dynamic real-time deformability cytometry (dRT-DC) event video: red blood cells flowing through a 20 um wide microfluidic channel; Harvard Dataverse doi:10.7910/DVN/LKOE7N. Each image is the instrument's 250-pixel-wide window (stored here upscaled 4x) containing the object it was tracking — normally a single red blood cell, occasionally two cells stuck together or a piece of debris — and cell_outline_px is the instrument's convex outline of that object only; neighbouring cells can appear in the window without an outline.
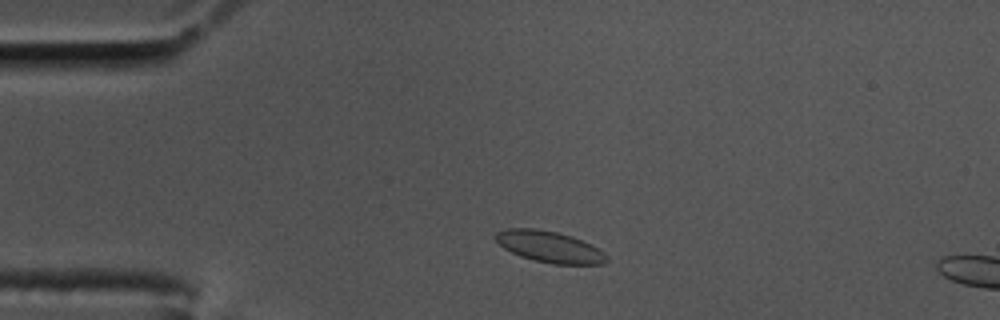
{"species": "common noctule bat (a hibernating species)", "species_latin": "Nyctalus noctula", "temperature_condition": "cold", "stored_images_in_passage": 10, "camera_frame_rate_fps": 3000, "um_per_image_px": 0.085, "animal": {"sex": "male", "body_mass_g": 17.5, "forearm_length_mm": 52.3}, "frame": {"image": 1, "passage_image": 6, "time_ms": 1.667, "image_size_px": [1000, 320], "cell_outline_px": [[608, 260], [604, 264], [552, 264], [520, 256], [504, 248], [496, 240], [496, 232], [508, 228], [536, 228], [556, 232], [572, 236], [592, 244], [604, 252], [608, 256]], "centroid_in_image_um": [46.75, 20.97], "position_along_channel_um": 38.2, "area_um2": 20.23}}